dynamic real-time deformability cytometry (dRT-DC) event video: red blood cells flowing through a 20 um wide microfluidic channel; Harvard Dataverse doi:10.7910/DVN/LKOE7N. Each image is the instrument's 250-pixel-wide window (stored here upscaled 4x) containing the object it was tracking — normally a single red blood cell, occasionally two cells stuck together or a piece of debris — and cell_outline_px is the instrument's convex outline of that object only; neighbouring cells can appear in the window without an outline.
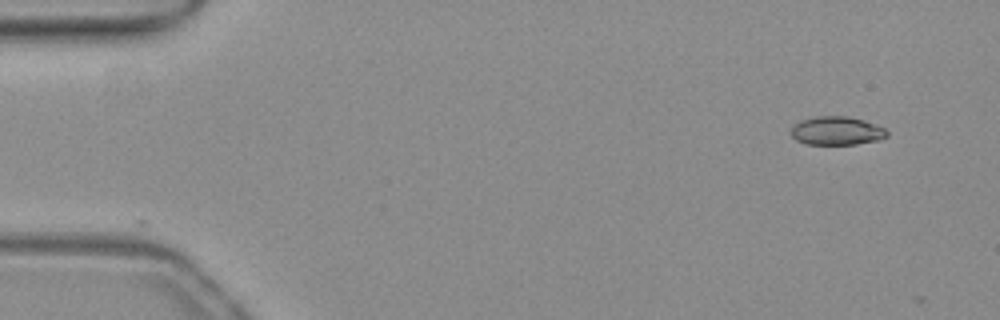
{"species": "common noctule bat (a hibernating species)", "species_latin": "Nyctalus noctula", "temperature_condition": "warm", "stored_images_in_passage": 4, "camera_frame_rate_fps": 3000, "um_per_image_px": 0.085, "animal": {"sex": "female", "body_mass_g": 19.3, "forearm_length_mm": 54.1}, "frame": {"image": 1, "passage_image": 1, "time_ms": 0.0, "image_size_px": [1000, 320], "cell_outline_px": [[888, 136], [880, 140], [856, 144], [808, 144], [796, 140], [792, 136], [792, 128], [800, 120], [816, 116], [848, 116], [864, 120], [884, 128], [888, 132]], "centroid_in_image_um": [71.15, 11.11], "position_along_channel_um": 13.9, "area_um2": 15.9}}